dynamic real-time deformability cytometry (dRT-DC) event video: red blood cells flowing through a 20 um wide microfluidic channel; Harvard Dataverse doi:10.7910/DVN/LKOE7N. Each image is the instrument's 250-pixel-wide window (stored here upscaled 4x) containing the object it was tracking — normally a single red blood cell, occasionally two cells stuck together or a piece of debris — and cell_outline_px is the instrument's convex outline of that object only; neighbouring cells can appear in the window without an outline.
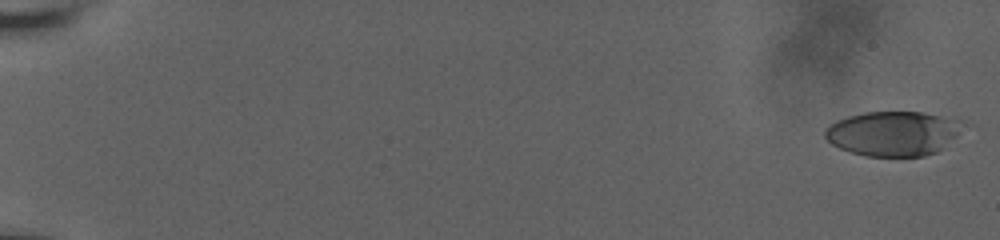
{"species": "human", "species_latin": "Homo sapiens", "temperature_condition": "room temperature", "stored_images_in_passage": 22, "camera_frame_rate_fps": 3000, "um_per_image_px": 0.085, "donor": {"sex": "male"}, "frame": {"image": 1, "passage_image": 1, "time_ms": 0.0, "image_size_px": [1000, 240], "cell_outline_px": [[960, 120], [956, 132], [936, 152], [924, 156], [864, 156], [840, 148], [832, 144], [824, 136], [824, 132], [832, 124], [848, 116], [864, 112], [920, 112]], "centroid_in_image_um": [75.82, 11.35], "position_along_channel_um": 9.2, "area_um2": 34.74}}
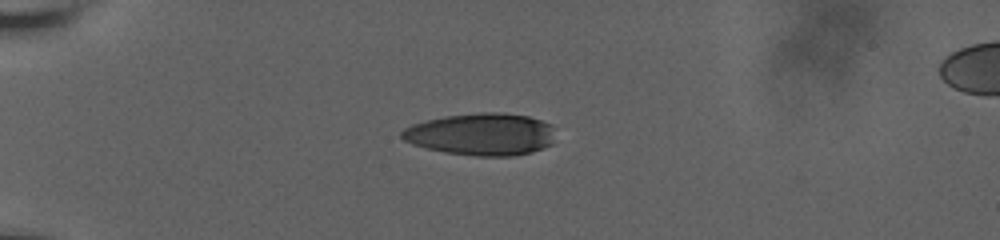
{"frame": {"image": 2, "passage_image": 15, "time_ms": 5.667, "image_size_px": [1000, 240], "cell_outline_px": [[552, 144], [544, 148], [532, 152], [512, 156], [476, 156], [444, 152], [412, 144], [404, 140], [400, 136], [400, 132], [404, 128], [412, 124], [444, 116], [480, 112], [504, 112], [528, 116], [552, 124]], "centroid_in_image_um": [40.91, 11.41], "position_along_channel_um": 44.1, "area_um2": 37.86}}
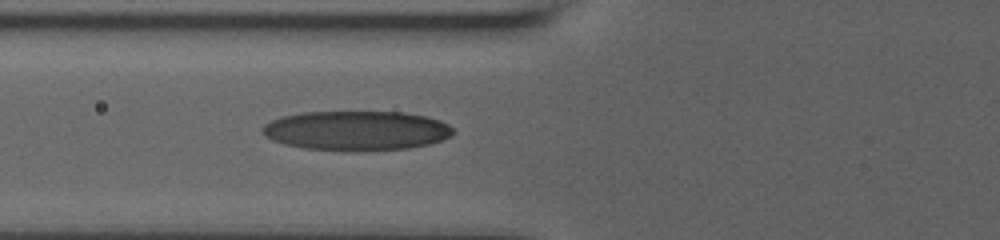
{"frame": {"image": 3, "passage_image": 22, "time_ms": 8.333, "image_size_px": [1000, 240], "cell_outline_px": [[456, 132], [452, 136], [428, 144], [408, 148], [352, 152], [348, 152], [304, 148], [284, 144], [272, 140], [264, 136], [260, 128], [264, 124], [280, 116], [304, 112], [404, 112], [428, 116], [440, 120], [448, 124]], "centroid_in_image_um": [30.28, 11.11], "position_along_channel_um": 95.5, "area_um2": 44.56}}